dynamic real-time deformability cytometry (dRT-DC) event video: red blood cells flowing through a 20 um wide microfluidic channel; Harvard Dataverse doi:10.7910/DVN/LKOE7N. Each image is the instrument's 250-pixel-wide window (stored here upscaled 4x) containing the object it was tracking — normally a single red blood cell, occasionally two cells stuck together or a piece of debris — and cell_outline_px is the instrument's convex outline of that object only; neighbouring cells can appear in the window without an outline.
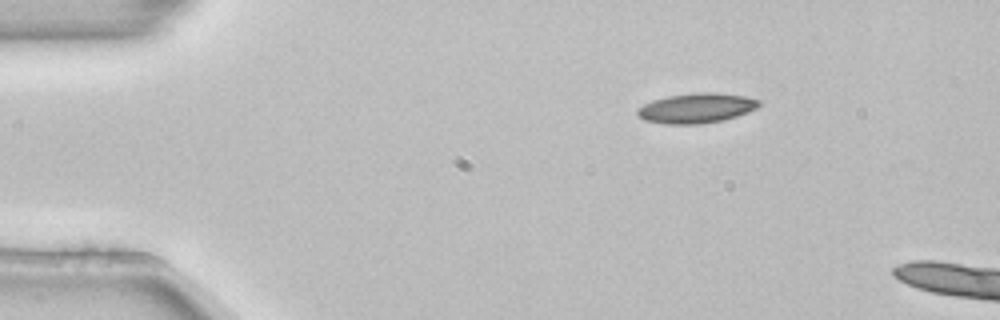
{"species": "common noctule bat (a hibernating species)", "species_latin": "Nyctalus noctula", "temperature_condition": "room temperature", "stored_images_in_passage": 3, "camera_frame_rate_fps": 3000, "um_per_image_px": 0.085, "animal": {"sex": "female", "body_mass_g": 22.7, "forearm_length_mm": 54.2}, "frame": {"image": 1, "passage_image": 1, "time_ms": 0.0, "image_size_px": [1000, 320], "cell_outline_px": [[760, 104], [756, 108], [748, 112], [724, 120], [700, 124], [664, 124], [644, 120], [636, 112], [636, 108], [652, 100], [668, 96], [696, 92], [716, 92], [744, 96], [760, 100]], "centroid_in_image_um": [59.18, 9.19], "position_along_channel_um": 25.8, "area_um2": 21.27}}